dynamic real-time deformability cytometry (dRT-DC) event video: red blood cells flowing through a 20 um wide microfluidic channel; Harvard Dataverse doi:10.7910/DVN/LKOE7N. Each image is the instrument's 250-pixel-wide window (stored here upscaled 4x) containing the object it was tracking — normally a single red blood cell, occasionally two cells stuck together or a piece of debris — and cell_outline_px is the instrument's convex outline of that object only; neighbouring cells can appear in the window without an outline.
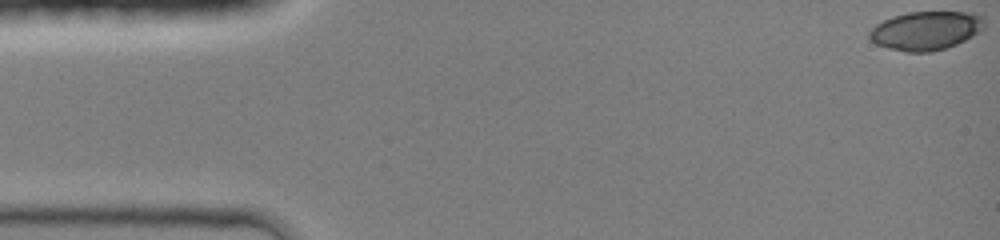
{"species": "common noctule bat (a hibernating species)", "species_latin": "Nyctalus noctula", "temperature_condition": "room temperature", "stored_images_in_passage": 41, "camera_frame_rate_fps": 3000, "um_per_image_px": 0.085, "animal": {"sex": "female", "body_mass_g": 19.0, "forearm_length_mm": 51.5}, "frame": {"image": 1, "passage_image": 1, "time_ms": 0.0, "image_size_px": [1000, 240], "cell_outline_px": [[984, 28], [980, 32], [956, 44], [944, 48], [928, 52], [904, 52], [888, 48], [876, 44], [868, 36], [868, 32], [876, 24], [892, 16], [908, 12], [972, 12], [984, 16]], "centroid_in_image_um": [78.71, 2.59], "position_along_channel_um": 6.3, "area_um2": 26.01}}
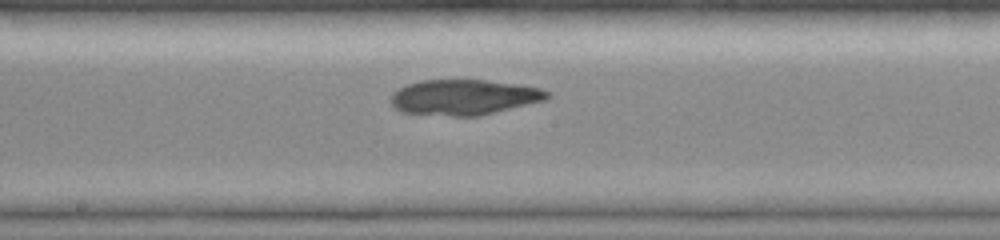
{"frame": {"image": 2, "passage_image": 24, "time_ms": 7.667, "image_size_px": [1000, 240], "cell_outline_px": [[548, 96], [544, 100], [480, 116], [452, 116], [400, 112], [392, 108], [392, 92], [408, 84], [420, 80], [484, 80], [520, 84], [540, 88], [548, 92]], "centroid_in_image_um": [39.4, 8.26], "position_along_channel_um": 208.8, "area_um2": 32.19}}
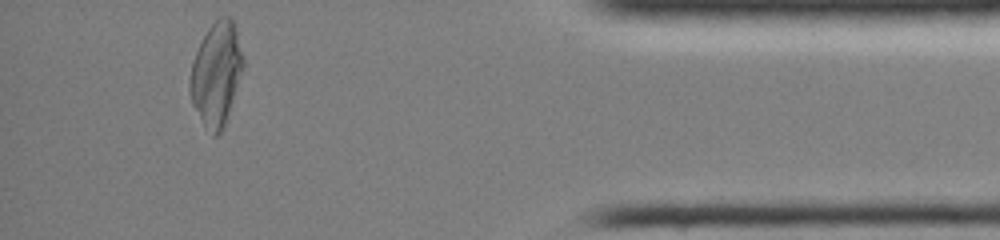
{"frame": {"image": 3, "passage_image": 41, "time_ms": 13.333, "image_size_px": [1000, 240], "cell_outline_px": [[244, 68], [228, 120], [220, 132], [216, 136], [212, 136], [204, 124], [192, 104], [188, 92], [188, 80], [192, 60], [208, 28], [220, 16], [232, 16], [236, 24], [244, 56]], "centroid_in_image_um": [18.41, 6.27], "position_along_channel_um": 416.8, "area_um2": 32.89}}